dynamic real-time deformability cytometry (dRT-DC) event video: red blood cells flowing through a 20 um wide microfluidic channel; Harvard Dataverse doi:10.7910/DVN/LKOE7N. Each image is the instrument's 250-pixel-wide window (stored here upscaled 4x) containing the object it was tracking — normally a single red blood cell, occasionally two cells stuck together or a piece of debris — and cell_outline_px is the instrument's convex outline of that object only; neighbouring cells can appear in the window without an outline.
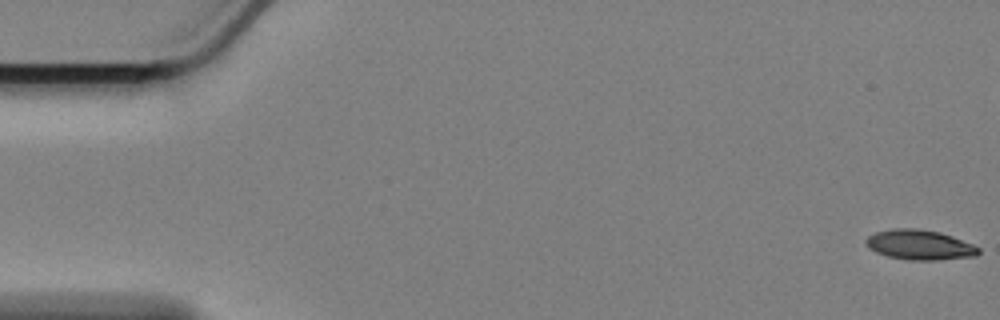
{"species": "Egyptian fruit bat (a non-hibernating species)", "species_latin": "Rousettus aegyptiacus", "temperature_condition": "cold", "stored_images_in_passage": 60, "camera_frame_rate_fps": 3000, "um_per_image_px": 0.085, "animal": {"sex": "female"}, "frame": {"image": 1, "passage_image": 1, "time_ms": 0.0, "image_size_px": [1000, 320], "cell_outline_px": [[980, 252], [976, 256], [940, 260], [908, 260], [888, 256], [876, 252], [868, 248], [864, 244], [864, 240], [868, 236], [876, 232], [892, 228], [920, 228], [940, 232], [952, 236], [972, 244], [980, 248]], "centroid_in_image_um": [78.15, 20.81], "position_along_channel_um": 6.8, "area_um2": 19.88}}
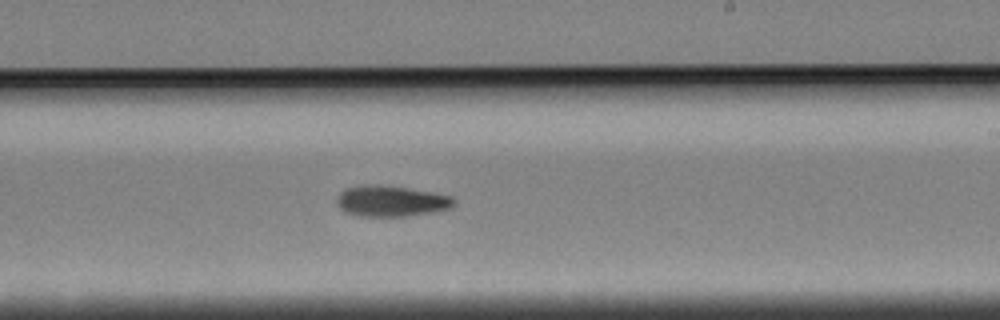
{"frame": {"image": 2, "passage_image": 35, "time_ms": 11.333, "image_size_px": [1000, 320], "cell_outline_px": [[456, 204], [452, 208], [432, 212], [404, 216], [356, 216], [344, 212], [336, 204], [336, 196], [340, 192], [348, 188], [372, 184], [380, 184], [408, 188], [432, 192], [452, 196], [456, 200]], "centroid_in_image_um": [33.25, 17.09], "position_along_channel_um": 255.8, "area_um2": 21.27}}
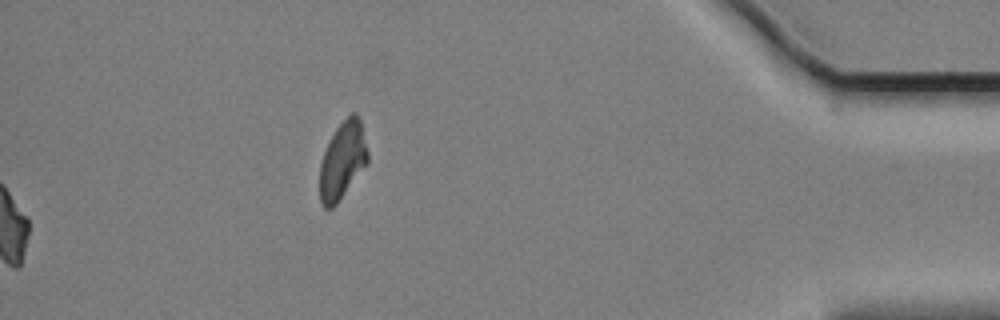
{"frame": {"image": 3, "passage_image": 60, "time_ms": 19.667, "image_size_px": [1000, 320], "cell_outline_px": [[368, 164], [336, 204], [332, 208], [324, 208], [320, 204], [320, 164], [324, 152], [336, 128], [352, 112], [356, 112], [360, 120], [368, 152]], "centroid_in_image_um": [29.12, 13.66], "position_along_channel_um": 406.1, "area_um2": 21.44}}